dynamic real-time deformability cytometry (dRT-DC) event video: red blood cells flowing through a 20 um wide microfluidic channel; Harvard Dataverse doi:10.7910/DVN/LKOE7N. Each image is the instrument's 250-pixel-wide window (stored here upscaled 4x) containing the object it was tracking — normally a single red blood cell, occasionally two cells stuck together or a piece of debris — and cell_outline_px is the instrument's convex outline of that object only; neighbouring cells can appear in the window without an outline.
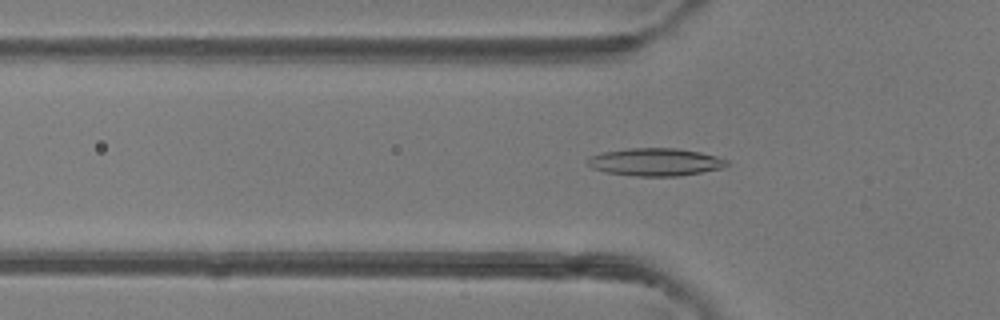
{"species": "common noctule bat (a hibernating species)", "species_latin": "Nyctalus noctula", "temperature_condition": "room temperature", "stored_images_in_passage": 45, "camera_frame_rate_fps": 3000, "um_per_image_px": 0.085, "animal": {"sex": "female"}, "frame": {"image": 1, "passage_image": 15, "time_ms": 4.667, "image_size_px": [1000, 320], "cell_outline_px": [[728, 164], [724, 168], [680, 176], [636, 176], [604, 172], [592, 168], [584, 160], [588, 156], [604, 152], [628, 148], [676, 148], [700, 152], [716, 156], [728, 160]], "centroid_in_image_um": [55.69, 13.77], "position_along_channel_um": 70.1, "area_um2": 22.66}}
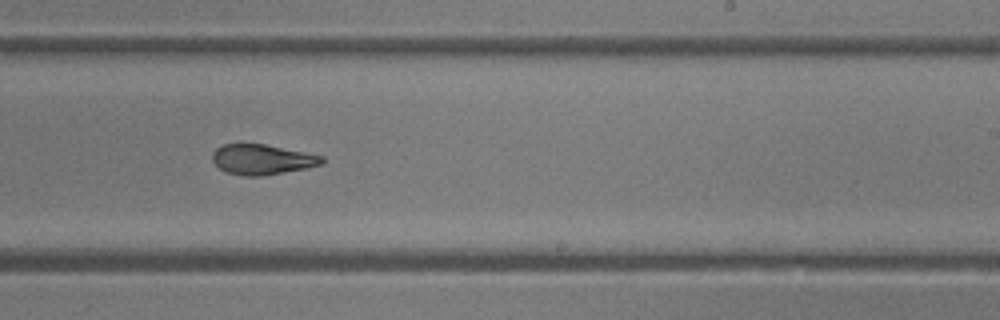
{"frame": {"image": 2, "passage_image": 29, "time_ms": 9.333, "image_size_px": [1000, 320], "cell_outline_px": [[324, 164], [308, 168], [260, 176], [244, 176], [224, 172], [212, 160], [212, 152], [216, 148], [224, 144], [264, 144], [324, 156]], "centroid_in_image_um": [22.28, 13.56], "position_along_channel_um": 266.7, "area_um2": 19.31}}
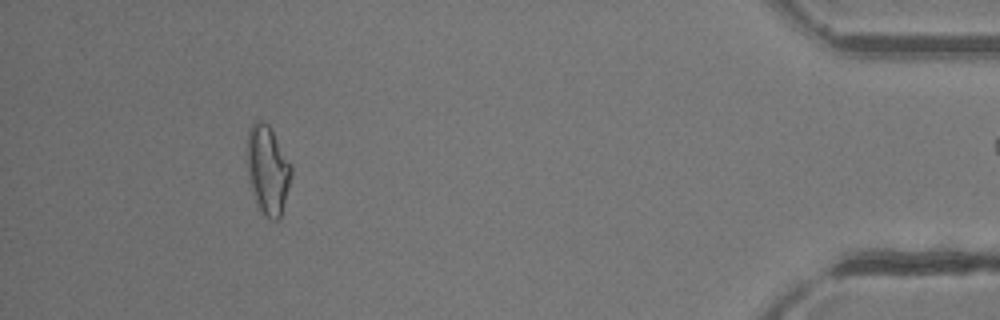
{"frame": {"image": 3, "passage_image": 44, "time_ms": 14.333, "image_size_px": [1000, 320], "cell_outline_px": [[292, 172], [280, 220], [272, 220], [264, 216], [260, 212], [252, 192], [248, 180], [248, 128], [252, 120], [260, 120], [268, 124], [292, 164]], "centroid_in_image_um": [22.75, 14.45], "position_along_channel_um": 412.4, "area_um2": 23.0}}